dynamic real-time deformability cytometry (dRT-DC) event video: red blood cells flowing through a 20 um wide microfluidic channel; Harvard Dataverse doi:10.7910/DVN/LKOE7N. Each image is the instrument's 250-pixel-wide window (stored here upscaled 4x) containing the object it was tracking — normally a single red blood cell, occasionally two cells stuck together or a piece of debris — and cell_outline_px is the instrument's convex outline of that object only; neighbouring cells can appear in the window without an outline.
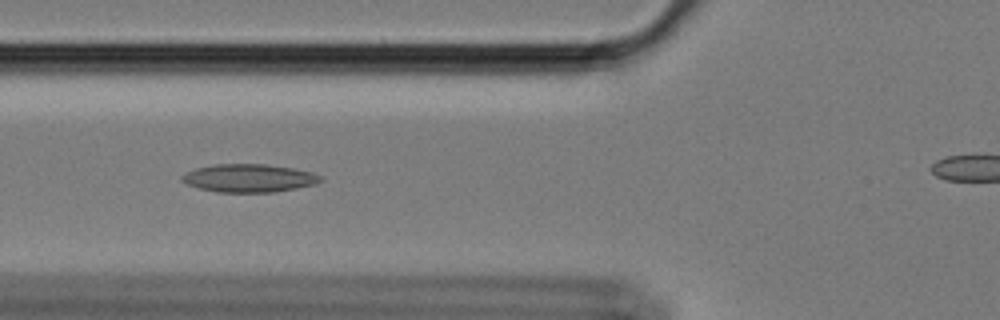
{"species": "Egyptian fruit bat (a non-hibernating species)", "species_latin": "Rousettus aegyptiacus", "temperature_condition": "cold", "stored_images_in_passage": 22, "camera_frame_rate_fps": 3000, "um_per_image_px": 0.085, "animal": {"sex": "female"}, "frame": {"image": 1, "passage_image": 9, "time_ms": 2.667, "image_size_px": [1000, 320], "cell_outline_px": [[324, 180], [316, 184], [276, 192], [216, 192], [200, 188], [188, 184], [180, 180], [180, 176], [196, 168], [216, 164], [264, 164], [292, 168], [312, 172], [320, 176]], "centroid_in_image_um": [21.18, 15.14], "position_along_channel_um": 104.6, "area_um2": 22.6}}
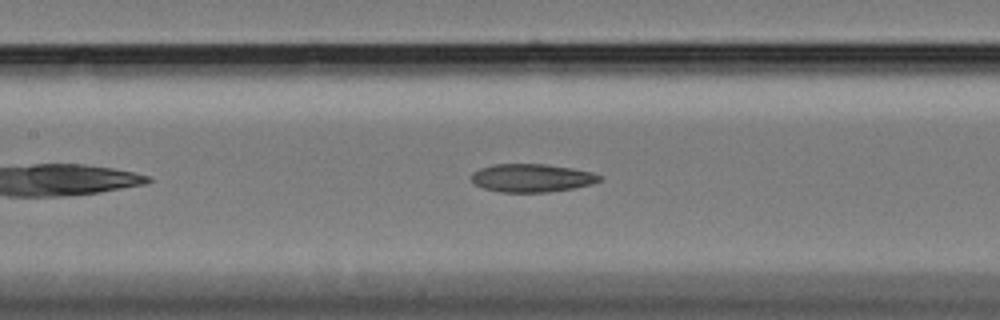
{"frame": {"image": 2, "passage_image": 14, "time_ms": 4.333, "image_size_px": [1000, 320], "cell_outline_px": [[600, 180], [592, 184], [572, 188], [548, 192], [500, 192], [484, 188], [476, 184], [468, 176], [472, 172], [480, 168], [492, 164], [544, 164], [572, 168], [592, 172], [600, 176]], "centroid_in_image_um": [45.15, 15.12], "position_along_channel_um": 162.2, "area_um2": 20.98}}
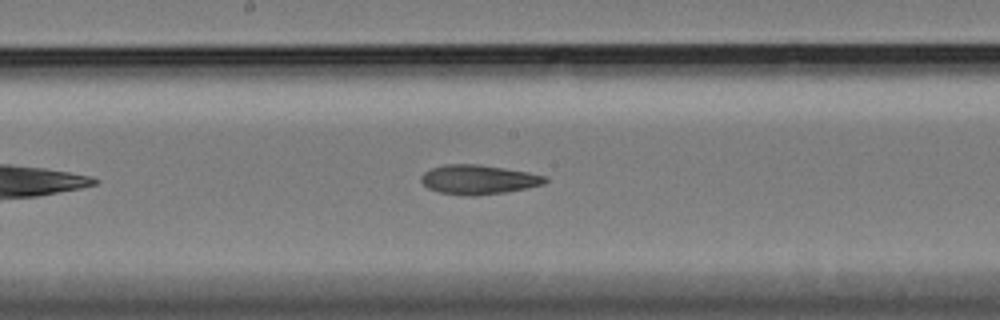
{"frame": {"image": 3, "passage_image": 18, "time_ms": 5.667, "image_size_px": [1000, 320], "cell_outline_px": [[548, 180], [544, 184], [528, 188], [504, 192], [476, 196], [468, 196], [440, 192], [428, 188], [420, 180], [420, 176], [424, 172], [432, 168], [444, 164], [480, 164], [528, 172], [548, 176]], "centroid_in_image_um": [40.68, 15.26], "position_along_channel_um": 207.5, "area_um2": 21.33}}